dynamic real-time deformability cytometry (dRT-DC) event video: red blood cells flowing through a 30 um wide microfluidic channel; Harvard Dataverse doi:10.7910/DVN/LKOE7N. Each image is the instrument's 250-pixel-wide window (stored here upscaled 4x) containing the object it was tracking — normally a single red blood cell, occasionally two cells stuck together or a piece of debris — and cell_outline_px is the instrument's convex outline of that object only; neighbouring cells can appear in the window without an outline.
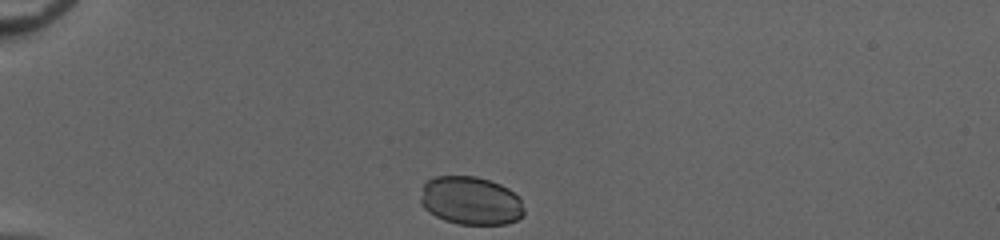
{"species": "common noctule bat (a hibernating species)", "species_latin": "Nyctalus noctula", "temperature_condition": "cold", "stored_images_in_passage": 32, "camera_frame_rate_fps": 3000, "um_per_image_px": 0.085, "animal": {"sex": "female", "body_mass_g": 20.0, "forearm_length_mm": 54.0}, "frame": {"image": 1, "passage_image": 1, "time_ms": 0.0, "image_size_px": [1000, 240], "cell_outline_px": [[524, 216], [516, 220], [504, 224], [460, 224], [444, 220], [428, 212], [420, 204], [420, 200], [424, 184], [432, 176], [476, 176], [500, 184], [508, 188], [520, 200], [524, 208]], "centroid_in_image_um": [39.99, 17.06], "position_along_channel_um": 45.0, "area_um2": 29.13}}
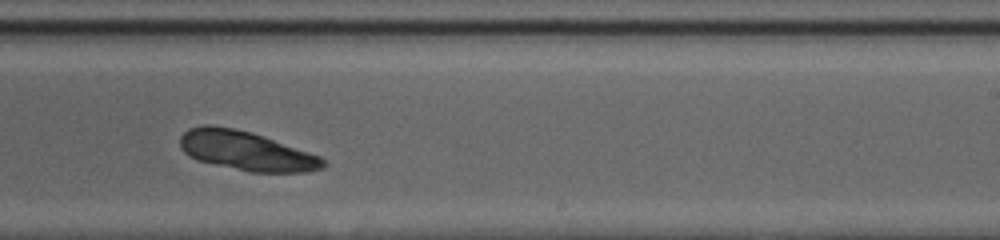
{"frame": {"image": 2, "passage_image": 21, "time_ms": 6.667, "image_size_px": [1000, 240], "cell_outline_px": [[328, 164], [324, 168], [304, 172], [248, 172], [196, 160], [184, 152], [180, 148], [180, 136], [188, 128], [204, 124], [212, 124], [252, 132], [264, 136], [320, 156]], "centroid_in_image_um": [20.9, 12.82], "position_along_channel_um": 268.1, "area_um2": 32.89}}
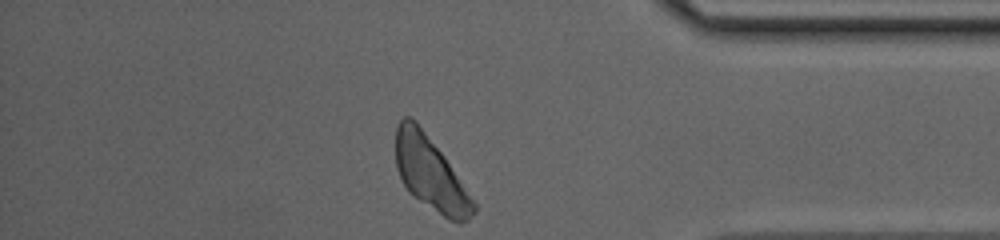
{"frame": {"image": 3, "passage_image": 32, "time_ms": 10.333, "image_size_px": [1000, 240], "cell_outline_px": [[476, 212], [468, 220], [460, 224], [448, 220], [408, 192], [396, 168], [396, 128], [400, 120], [404, 116], [412, 116], [416, 120], [444, 156], [476, 204]], "centroid_in_image_um": [36.58, 14.75], "position_along_channel_um": 398.6, "area_um2": 33.06}}